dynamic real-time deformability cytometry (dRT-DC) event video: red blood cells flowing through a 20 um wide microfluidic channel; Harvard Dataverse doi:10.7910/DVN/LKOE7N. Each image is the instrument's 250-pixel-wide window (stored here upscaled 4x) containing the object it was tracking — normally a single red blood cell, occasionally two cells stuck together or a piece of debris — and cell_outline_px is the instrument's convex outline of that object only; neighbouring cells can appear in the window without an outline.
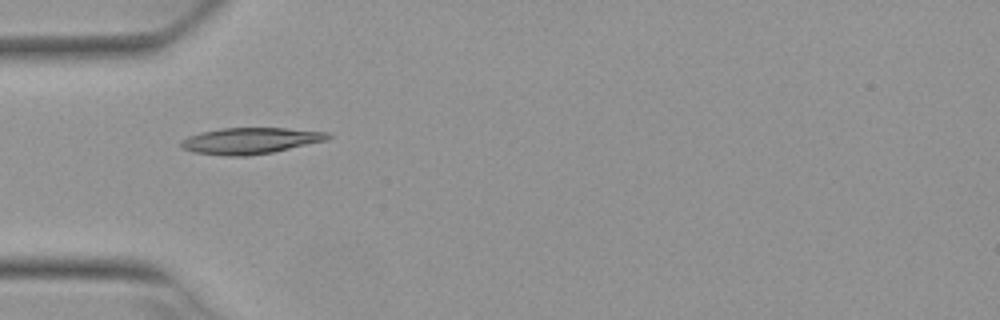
{"species": "Egyptian fruit bat (a non-hibernating species)", "species_latin": "Rousettus aegyptiacus", "temperature_condition": "warm", "stored_images_in_passage": 1, "camera_frame_rate_fps": 3000, "um_per_image_px": 0.085, "animal": {"sex": "female"}, "frame": {"image": 1, "passage_image": 1, "time_ms": 0.0, "image_size_px": [1000, 320], "cell_outline_px": [[332, 136], [324, 140], [272, 152], [244, 156], [228, 156], [192, 152], [180, 148], [180, 140], [188, 136], [200, 132], [220, 128], [284, 128], [328, 132]], "centroid_in_image_um": [21.18, 11.96], "position_along_channel_um": 63.8, "area_um2": 22.31}}